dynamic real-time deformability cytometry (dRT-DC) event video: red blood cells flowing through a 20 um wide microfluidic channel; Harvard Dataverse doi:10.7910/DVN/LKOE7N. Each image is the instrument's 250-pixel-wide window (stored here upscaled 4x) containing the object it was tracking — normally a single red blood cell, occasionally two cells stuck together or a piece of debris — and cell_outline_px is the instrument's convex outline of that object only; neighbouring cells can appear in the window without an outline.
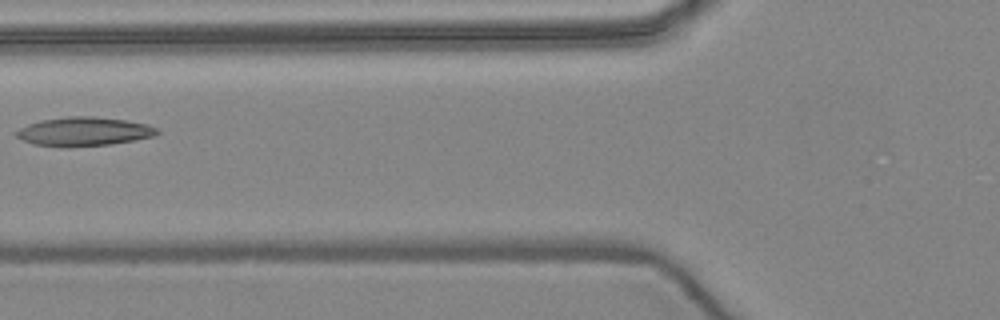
{"species": "common noctule bat (a hibernating species)", "species_latin": "Nyctalus noctula", "temperature_condition": "warm", "stored_images_in_passage": 6, "camera_frame_rate_fps": 3000, "um_per_image_px": 0.085, "animal": {"sex": "female", "body_mass_g": 24.6, "forearm_length_mm": 56.2}, "frame": {"image": 1, "passage_image": 5, "time_ms": 5.0, "image_size_px": [1000, 320], "cell_outline_px": [[160, 132], [152, 136], [112, 144], [32, 144], [16, 136], [12, 132], [28, 124], [44, 120], [68, 116], [92, 116], [124, 120], [148, 124], [156, 128]], "centroid_in_image_um": [7.14, 11.13], "position_along_channel_um": 118.7, "area_um2": 22.54}}
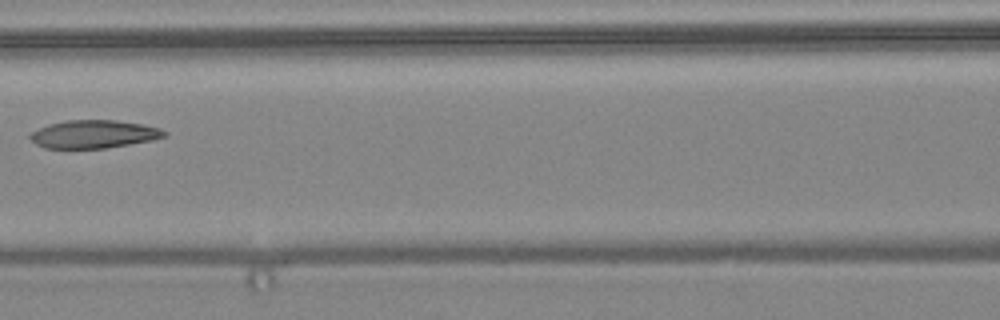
{"frame": {"image": 2, "passage_image": 6, "time_ms": 6.0, "image_size_px": [1000, 320], "cell_outline_px": [[168, 132], [164, 136], [152, 140], [104, 148], [44, 148], [36, 144], [28, 136], [32, 132], [48, 124], [68, 120], [116, 120], [140, 124], [160, 128]], "centroid_in_image_um": [7.95, 11.4], "position_along_channel_um": 158.6, "area_um2": 21.68}}